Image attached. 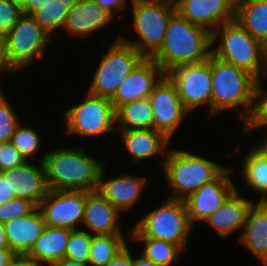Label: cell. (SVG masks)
Returning a JSON list of instances; mask_svg holds the SVG:
<instances>
[{"instance_id": "f1b7e54d", "label": "cell", "mask_w": 267, "mask_h": 266, "mask_svg": "<svg viewBox=\"0 0 267 266\" xmlns=\"http://www.w3.org/2000/svg\"><path fill=\"white\" fill-rule=\"evenodd\" d=\"M132 248L134 244L142 249L141 254L149 258L157 266H175L186 252L179 246L173 243L158 240L154 238H130ZM175 264V265H174Z\"/></svg>"}, {"instance_id": "d4e9b609", "label": "cell", "mask_w": 267, "mask_h": 266, "mask_svg": "<svg viewBox=\"0 0 267 266\" xmlns=\"http://www.w3.org/2000/svg\"><path fill=\"white\" fill-rule=\"evenodd\" d=\"M237 241L259 263L267 262V208L261 202L251 207Z\"/></svg>"}, {"instance_id": "681fc988", "label": "cell", "mask_w": 267, "mask_h": 266, "mask_svg": "<svg viewBox=\"0 0 267 266\" xmlns=\"http://www.w3.org/2000/svg\"><path fill=\"white\" fill-rule=\"evenodd\" d=\"M254 148L267 158V137L260 136L257 145L255 144Z\"/></svg>"}, {"instance_id": "6da1fadb", "label": "cell", "mask_w": 267, "mask_h": 266, "mask_svg": "<svg viewBox=\"0 0 267 266\" xmlns=\"http://www.w3.org/2000/svg\"><path fill=\"white\" fill-rule=\"evenodd\" d=\"M211 81V119L230 110L238 115L241 129L250 124L257 108L258 81L248 72L212 54Z\"/></svg>"}, {"instance_id": "e0dca14e", "label": "cell", "mask_w": 267, "mask_h": 266, "mask_svg": "<svg viewBox=\"0 0 267 266\" xmlns=\"http://www.w3.org/2000/svg\"><path fill=\"white\" fill-rule=\"evenodd\" d=\"M166 74L151 58H144L123 80L110 99L115 111L122 105L148 98Z\"/></svg>"}, {"instance_id": "603a6c76", "label": "cell", "mask_w": 267, "mask_h": 266, "mask_svg": "<svg viewBox=\"0 0 267 266\" xmlns=\"http://www.w3.org/2000/svg\"><path fill=\"white\" fill-rule=\"evenodd\" d=\"M10 248L18 255L25 256L41 235L45 222L38 207L29 215L4 223Z\"/></svg>"}, {"instance_id": "f6af8a7d", "label": "cell", "mask_w": 267, "mask_h": 266, "mask_svg": "<svg viewBox=\"0 0 267 266\" xmlns=\"http://www.w3.org/2000/svg\"><path fill=\"white\" fill-rule=\"evenodd\" d=\"M10 76H8V75ZM1 76L2 78L4 76H8V77H13V76H16L14 74V72L6 65V62H5V59H4V54L3 53H0V79H1ZM1 82H3L4 80H0ZM5 88H2L1 85H0V93L1 92H5L4 90ZM4 90V91H3Z\"/></svg>"}, {"instance_id": "6f0895ef", "label": "cell", "mask_w": 267, "mask_h": 266, "mask_svg": "<svg viewBox=\"0 0 267 266\" xmlns=\"http://www.w3.org/2000/svg\"><path fill=\"white\" fill-rule=\"evenodd\" d=\"M166 1H170V2L175 3V2H177L178 0H166Z\"/></svg>"}, {"instance_id": "816d5d0a", "label": "cell", "mask_w": 267, "mask_h": 266, "mask_svg": "<svg viewBox=\"0 0 267 266\" xmlns=\"http://www.w3.org/2000/svg\"><path fill=\"white\" fill-rule=\"evenodd\" d=\"M262 49V62L265 68V73L267 74V39L261 43Z\"/></svg>"}, {"instance_id": "277c9868", "label": "cell", "mask_w": 267, "mask_h": 266, "mask_svg": "<svg viewBox=\"0 0 267 266\" xmlns=\"http://www.w3.org/2000/svg\"><path fill=\"white\" fill-rule=\"evenodd\" d=\"M171 147L160 170L169 194L166 197L184 200L204 184L215 179L228 165L208 159L187 148ZM172 193V194H171Z\"/></svg>"}, {"instance_id": "44dd1931", "label": "cell", "mask_w": 267, "mask_h": 266, "mask_svg": "<svg viewBox=\"0 0 267 266\" xmlns=\"http://www.w3.org/2000/svg\"><path fill=\"white\" fill-rule=\"evenodd\" d=\"M121 215L98 190L86 191L82 230L93 235L125 234Z\"/></svg>"}, {"instance_id": "d6986e66", "label": "cell", "mask_w": 267, "mask_h": 266, "mask_svg": "<svg viewBox=\"0 0 267 266\" xmlns=\"http://www.w3.org/2000/svg\"><path fill=\"white\" fill-rule=\"evenodd\" d=\"M175 6L184 19L211 33L220 25L235 20L236 0H178Z\"/></svg>"}, {"instance_id": "bcb514c9", "label": "cell", "mask_w": 267, "mask_h": 266, "mask_svg": "<svg viewBox=\"0 0 267 266\" xmlns=\"http://www.w3.org/2000/svg\"><path fill=\"white\" fill-rule=\"evenodd\" d=\"M132 266H157V265L154 264L149 258L145 257L143 254L136 252V255H133Z\"/></svg>"}, {"instance_id": "9f6ffc18", "label": "cell", "mask_w": 267, "mask_h": 266, "mask_svg": "<svg viewBox=\"0 0 267 266\" xmlns=\"http://www.w3.org/2000/svg\"><path fill=\"white\" fill-rule=\"evenodd\" d=\"M260 264H262V266H267V262L259 263V266H260Z\"/></svg>"}, {"instance_id": "f546056e", "label": "cell", "mask_w": 267, "mask_h": 266, "mask_svg": "<svg viewBox=\"0 0 267 266\" xmlns=\"http://www.w3.org/2000/svg\"><path fill=\"white\" fill-rule=\"evenodd\" d=\"M128 243H130V230L126 234L93 235L89 257L90 266H105Z\"/></svg>"}, {"instance_id": "3957f363", "label": "cell", "mask_w": 267, "mask_h": 266, "mask_svg": "<svg viewBox=\"0 0 267 266\" xmlns=\"http://www.w3.org/2000/svg\"><path fill=\"white\" fill-rule=\"evenodd\" d=\"M211 54V32L176 11L168 22L162 45L150 58L166 74L180 65L203 62Z\"/></svg>"}, {"instance_id": "8992f818", "label": "cell", "mask_w": 267, "mask_h": 266, "mask_svg": "<svg viewBox=\"0 0 267 266\" xmlns=\"http://www.w3.org/2000/svg\"><path fill=\"white\" fill-rule=\"evenodd\" d=\"M212 55L251 74L258 82L267 74L262 62L261 42L236 20L211 33Z\"/></svg>"}, {"instance_id": "4316f807", "label": "cell", "mask_w": 267, "mask_h": 266, "mask_svg": "<svg viewBox=\"0 0 267 266\" xmlns=\"http://www.w3.org/2000/svg\"><path fill=\"white\" fill-rule=\"evenodd\" d=\"M235 20L262 43L267 39V0H236Z\"/></svg>"}, {"instance_id": "f907efd6", "label": "cell", "mask_w": 267, "mask_h": 266, "mask_svg": "<svg viewBox=\"0 0 267 266\" xmlns=\"http://www.w3.org/2000/svg\"><path fill=\"white\" fill-rule=\"evenodd\" d=\"M0 249H11L5 232L4 223L1 222H0Z\"/></svg>"}, {"instance_id": "11a10c76", "label": "cell", "mask_w": 267, "mask_h": 266, "mask_svg": "<svg viewBox=\"0 0 267 266\" xmlns=\"http://www.w3.org/2000/svg\"><path fill=\"white\" fill-rule=\"evenodd\" d=\"M260 202L267 208V196Z\"/></svg>"}, {"instance_id": "ee69618b", "label": "cell", "mask_w": 267, "mask_h": 266, "mask_svg": "<svg viewBox=\"0 0 267 266\" xmlns=\"http://www.w3.org/2000/svg\"><path fill=\"white\" fill-rule=\"evenodd\" d=\"M17 256L12 249H0V266H8Z\"/></svg>"}, {"instance_id": "9a60e30c", "label": "cell", "mask_w": 267, "mask_h": 266, "mask_svg": "<svg viewBox=\"0 0 267 266\" xmlns=\"http://www.w3.org/2000/svg\"><path fill=\"white\" fill-rule=\"evenodd\" d=\"M107 164L103 166L99 176L98 191L110 202L120 213H129L132 211L138 201L144 196L143 192L149 184L146 175L131 173H120L119 175L107 176ZM111 177V178H110Z\"/></svg>"}, {"instance_id": "9c48e42d", "label": "cell", "mask_w": 267, "mask_h": 266, "mask_svg": "<svg viewBox=\"0 0 267 266\" xmlns=\"http://www.w3.org/2000/svg\"><path fill=\"white\" fill-rule=\"evenodd\" d=\"M85 92L81 101L69 106L61 115L59 122H62L65 133L70 137L74 135L82 138L79 140L115 135L116 115L111 100Z\"/></svg>"}, {"instance_id": "7dc6e473", "label": "cell", "mask_w": 267, "mask_h": 266, "mask_svg": "<svg viewBox=\"0 0 267 266\" xmlns=\"http://www.w3.org/2000/svg\"><path fill=\"white\" fill-rule=\"evenodd\" d=\"M8 266H40L29 260L26 256H17Z\"/></svg>"}, {"instance_id": "74e56055", "label": "cell", "mask_w": 267, "mask_h": 266, "mask_svg": "<svg viewBox=\"0 0 267 266\" xmlns=\"http://www.w3.org/2000/svg\"><path fill=\"white\" fill-rule=\"evenodd\" d=\"M97 4L101 5L104 9H107L110 13H112L115 17L125 22L124 17L127 15L124 12L129 10L131 0H94ZM129 3V4H128ZM124 14V16L122 15Z\"/></svg>"}, {"instance_id": "d590c367", "label": "cell", "mask_w": 267, "mask_h": 266, "mask_svg": "<svg viewBox=\"0 0 267 266\" xmlns=\"http://www.w3.org/2000/svg\"><path fill=\"white\" fill-rule=\"evenodd\" d=\"M22 14V10L12 0H0V40Z\"/></svg>"}, {"instance_id": "db71d44e", "label": "cell", "mask_w": 267, "mask_h": 266, "mask_svg": "<svg viewBox=\"0 0 267 266\" xmlns=\"http://www.w3.org/2000/svg\"><path fill=\"white\" fill-rule=\"evenodd\" d=\"M61 1L63 2L64 5L70 8L71 6H73L74 4H76L77 2L81 0H61Z\"/></svg>"}, {"instance_id": "d6a6232c", "label": "cell", "mask_w": 267, "mask_h": 266, "mask_svg": "<svg viewBox=\"0 0 267 266\" xmlns=\"http://www.w3.org/2000/svg\"><path fill=\"white\" fill-rule=\"evenodd\" d=\"M8 93H0V141L11 142L12 136L21 122L18 117V111L13 104L8 99ZM13 104V105H12Z\"/></svg>"}, {"instance_id": "4fadbf2b", "label": "cell", "mask_w": 267, "mask_h": 266, "mask_svg": "<svg viewBox=\"0 0 267 266\" xmlns=\"http://www.w3.org/2000/svg\"><path fill=\"white\" fill-rule=\"evenodd\" d=\"M86 191L49 190L38 209L45 225L70 230L82 228Z\"/></svg>"}, {"instance_id": "ac0fdd59", "label": "cell", "mask_w": 267, "mask_h": 266, "mask_svg": "<svg viewBox=\"0 0 267 266\" xmlns=\"http://www.w3.org/2000/svg\"><path fill=\"white\" fill-rule=\"evenodd\" d=\"M118 139H121L125 153L130 157L132 163L139 165L141 162L151 160L154 157L160 158L162 168L165 158L172 143L163 132L152 129L116 130ZM160 156V157H159ZM150 158V159H149Z\"/></svg>"}, {"instance_id": "8fae6325", "label": "cell", "mask_w": 267, "mask_h": 266, "mask_svg": "<svg viewBox=\"0 0 267 266\" xmlns=\"http://www.w3.org/2000/svg\"><path fill=\"white\" fill-rule=\"evenodd\" d=\"M166 76L175 85L183 106L190 114L208 107L207 117L211 119V55L203 62L175 67Z\"/></svg>"}, {"instance_id": "f5cc1de1", "label": "cell", "mask_w": 267, "mask_h": 266, "mask_svg": "<svg viewBox=\"0 0 267 266\" xmlns=\"http://www.w3.org/2000/svg\"><path fill=\"white\" fill-rule=\"evenodd\" d=\"M21 10L29 3V0H12Z\"/></svg>"}, {"instance_id": "5b68a950", "label": "cell", "mask_w": 267, "mask_h": 266, "mask_svg": "<svg viewBox=\"0 0 267 266\" xmlns=\"http://www.w3.org/2000/svg\"><path fill=\"white\" fill-rule=\"evenodd\" d=\"M165 201V202H164ZM183 200L166 197L158 207L147 211L130 230V238H154L179 245L186 253L193 233Z\"/></svg>"}, {"instance_id": "b9f144b4", "label": "cell", "mask_w": 267, "mask_h": 266, "mask_svg": "<svg viewBox=\"0 0 267 266\" xmlns=\"http://www.w3.org/2000/svg\"><path fill=\"white\" fill-rule=\"evenodd\" d=\"M15 197V194H11L9 176L4 172H0V205L5 204L8 200H12Z\"/></svg>"}, {"instance_id": "836d02e7", "label": "cell", "mask_w": 267, "mask_h": 266, "mask_svg": "<svg viewBox=\"0 0 267 266\" xmlns=\"http://www.w3.org/2000/svg\"><path fill=\"white\" fill-rule=\"evenodd\" d=\"M93 234L79 229L72 230L68 240L65 258L89 263Z\"/></svg>"}, {"instance_id": "8d00e7d4", "label": "cell", "mask_w": 267, "mask_h": 266, "mask_svg": "<svg viewBox=\"0 0 267 266\" xmlns=\"http://www.w3.org/2000/svg\"><path fill=\"white\" fill-rule=\"evenodd\" d=\"M26 161L11 142L0 141V172L20 166Z\"/></svg>"}, {"instance_id": "83f0119b", "label": "cell", "mask_w": 267, "mask_h": 266, "mask_svg": "<svg viewBox=\"0 0 267 266\" xmlns=\"http://www.w3.org/2000/svg\"><path fill=\"white\" fill-rule=\"evenodd\" d=\"M115 115L116 130L153 128V110L148 98L120 106Z\"/></svg>"}, {"instance_id": "7a4b0ae2", "label": "cell", "mask_w": 267, "mask_h": 266, "mask_svg": "<svg viewBox=\"0 0 267 266\" xmlns=\"http://www.w3.org/2000/svg\"><path fill=\"white\" fill-rule=\"evenodd\" d=\"M56 147L46 150L43 159L48 189L96 191L106 161L87 153L83 146Z\"/></svg>"}, {"instance_id": "52a82bcc", "label": "cell", "mask_w": 267, "mask_h": 266, "mask_svg": "<svg viewBox=\"0 0 267 266\" xmlns=\"http://www.w3.org/2000/svg\"><path fill=\"white\" fill-rule=\"evenodd\" d=\"M52 42L55 44L56 41L32 16L22 14L1 39L6 65L15 75L20 74L48 56L47 50L52 47Z\"/></svg>"}, {"instance_id": "cb8c5ba5", "label": "cell", "mask_w": 267, "mask_h": 266, "mask_svg": "<svg viewBox=\"0 0 267 266\" xmlns=\"http://www.w3.org/2000/svg\"><path fill=\"white\" fill-rule=\"evenodd\" d=\"M71 231L45 225L41 235L25 256L40 266H51L61 261L66 256Z\"/></svg>"}, {"instance_id": "5bb4252c", "label": "cell", "mask_w": 267, "mask_h": 266, "mask_svg": "<svg viewBox=\"0 0 267 266\" xmlns=\"http://www.w3.org/2000/svg\"><path fill=\"white\" fill-rule=\"evenodd\" d=\"M153 110V129L163 132L170 140L190 114L183 106L175 85L165 75L148 96Z\"/></svg>"}, {"instance_id": "7402d4cb", "label": "cell", "mask_w": 267, "mask_h": 266, "mask_svg": "<svg viewBox=\"0 0 267 266\" xmlns=\"http://www.w3.org/2000/svg\"><path fill=\"white\" fill-rule=\"evenodd\" d=\"M4 173L9 176L11 194L28 199L37 207L49 191L43 161H26Z\"/></svg>"}, {"instance_id": "60d3db41", "label": "cell", "mask_w": 267, "mask_h": 266, "mask_svg": "<svg viewBox=\"0 0 267 266\" xmlns=\"http://www.w3.org/2000/svg\"><path fill=\"white\" fill-rule=\"evenodd\" d=\"M242 130V134L240 136H243L242 138L246 139V136L249 138L250 134L257 132V131H264L262 133L263 137H267V119H253L252 122L248 125H246Z\"/></svg>"}, {"instance_id": "484cf974", "label": "cell", "mask_w": 267, "mask_h": 266, "mask_svg": "<svg viewBox=\"0 0 267 266\" xmlns=\"http://www.w3.org/2000/svg\"><path fill=\"white\" fill-rule=\"evenodd\" d=\"M241 161L238 164L241 169H237V166H233L234 173L241 176L242 183H244L250 192L255 193L257 196V202L262 201L267 196V158H265L260 152H258L253 146L243 155ZM239 172V173H238Z\"/></svg>"}, {"instance_id": "7bdbcfd3", "label": "cell", "mask_w": 267, "mask_h": 266, "mask_svg": "<svg viewBox=\"0 0 267 266\" xmlns=\"http://www.w3.org/2000/svg\"><path fill=\"white\" fill-rule=\"evenodd\" d=\"M50 0H29V3L22 9V13L32 16L36 11L44 7Z\"/></svg>"}, {"instance_id": "4dcf8cb0", "label": "cell", "mask_w": 267, "mask_h": 266, "mask_svg": "<svg viewBox=\"0 0 267 266\" xmlns=\"http://www.w3.org/2000/svg\"><path fill=\"white\" fill-rule=\"evenodd\" d=\"M21 121L17 126L12 139V145L25 157L27 161H43L46 151L41 155V148L44 151L43 136L37 128L29 126ZM42 136V137H41ZM43 143V144H42ZM39 154V156H37ZM37 157V158H36ZM40 158V159H39Z\"/></svg>"}, {"instance_id": "680465c9", "label": "cell", "mask_w": 267, "mask_h": 266, "mask_svg": "<svg viewBox=\"0 0 267 266\" xmlns=\"http://www.w3.org/2000/svg\"><path fill=\"white\" fill-rule=\"evenodd\" d=\"M0 53H3L2 48H1V40H0Z\"/></svg>"}, {"instance_id": "f35d334b", "label": "cell", "mask_w": 267, "mask_h": 266, "mask_svg": "<svg viewBox=\"0 0 267 266\" xmlns=\"http://www.w3.org/2000/svg\"><path fill=\"white\" fill-rule=\"evenodd\" d=\"M263 79L257 85V108L253 119H267V83ZM264 83V84H263Z\"/></svg>"}, {"instance_id": "ba28073f", "label": "cell", "mask_w": 267, "mask_h": 266, "mask_svg": "<svg viewBox=\"0 0 267 266\" xmlns=\"http://www.w3.org/2000/svg\"><path fill=\"white\" fill-rule=\"evenodd\" d=\"M131 20L135 39L121 33V39L135 47L145 58H150L162 45L175 3L166 0H131ZM132 11V12H131ZM125 35V36H124Z\"/></svg>"}, {"instance_id": "2e32d148", "label": "cell", "mask_w": 267, "mask_h": 266, "mask_svg": "<svg viewBox=\"0 0 267 266\" xmlns=\"http://www.w3.org/2000/svg\"><path fill=\"white\" fill-rule=\"evenodd\" d=\"M116 18L94 0H81L69 8L59 36L63 38L64 34V37L69 36V39L84 41L83 39L91 38L92 35L97 36V31L106 29L110 24L113 25Z\"/></svg>"}, {"instance_id": "ab89813d", "label": "cell", "mask_w": 267, "mask_h": 266, "mask_svg": "<svg viewBox=\"0 0 267 266\" xmlns=\"http://www.w3.org/2000/svg\"><path fill=\"white\" fill-rule=\"evenodd\" d=\"M128 243L108 264L105 266H132L133 250ZM130 247V248H129Z\"/></svg>"}, {"instance_id": "30bf717a", "label": "cell", "mask_w": 267, "mask_h": 266, "mask_svg": "<svg viewBox=\"0 0 267 266\" xmlns=\"http://www.w3.org/2000/svg\"><path fill=\"white\" fill-rule=\"evenodd\" d=\"M122 32L98 58L96 69L86 91L92 95L111 99L121 82L145 58L135 47L121 39Z\"/></svg>"}, {"instance_id": "7c38bea8", "label": "cell", "mask_w": 267, "mask_h": 266, "mask_svg": "<svg viewBox=\"0 0 267 266\" xmlns=\"http://www.w3.org/2000/svg\"><path fill=\"white\" fill-rule=\"evenodd\" d=\"M234 178V168L227 166L215 179L183 200L189 222L194 228L199 222L204 223L237 189V179L235 182Z\"/></svg>"}, {"instance_id": "1f68e13d", "label": "cell", "mask_w": 267, "mask_h": 266, "mask_svg": "<svg viewBox=\"0 0 267 266\" xmlns=\"http://www.w3.org/2000/svg\"><path fill=\"white\" fill-rule=\"evenodd\" d=\"M68 11L69 7L64 5L61 0H50L32 17L54 40L58 38L60 40L59 35L66 21Z\"/></svg>"}, {"instance_id": "ffe728a7", "label": "cell", "mask_w": 267, "mask_h": 266, "mask_svg": "<svg viewBox=\"0 0 267 266\" xmlns=\"http://www.w3.org/2000/svg\"><path fill=\"white\" fill-rule=\"evenodd\" d=\"M247 196V197H245ZM248 195L237 189L227 198L223 205L218 208L209 218L204 222L206 227L212 228L221 239H227L239 231L237 240L242 234L248 213L251 207L257 202Z\"/></svg>"}, {"instance_id": "e575fe53", "label": "cell", "mask_w": 267, "mask_h": 266, "mask_svg": "<svg viewBox=\"0 0 267 266\" xmlns=\"http://www.w3.org/2000/svg\"><path fill=\"white\" fill-rule=\"evenodd\" d=\"M37 206L30 200L15 197L0 205V222L6 223L18 217L31 214Z\"/></svg>"}, {"instance_id": "c3c4849f", "label": "cell", "mask_w": 267, "mask_h": 266, "mask_svg": "<svg viewBox=\"0 0 267 266\" xmlns=\"http://www.w3.org/2000/svg\"><path fill=\"white\" fill-rule=\"evenodd\" d=\"M51 266H90V264L64 258L61 261L52 264Z\"/></svg>"}]
</instances>
